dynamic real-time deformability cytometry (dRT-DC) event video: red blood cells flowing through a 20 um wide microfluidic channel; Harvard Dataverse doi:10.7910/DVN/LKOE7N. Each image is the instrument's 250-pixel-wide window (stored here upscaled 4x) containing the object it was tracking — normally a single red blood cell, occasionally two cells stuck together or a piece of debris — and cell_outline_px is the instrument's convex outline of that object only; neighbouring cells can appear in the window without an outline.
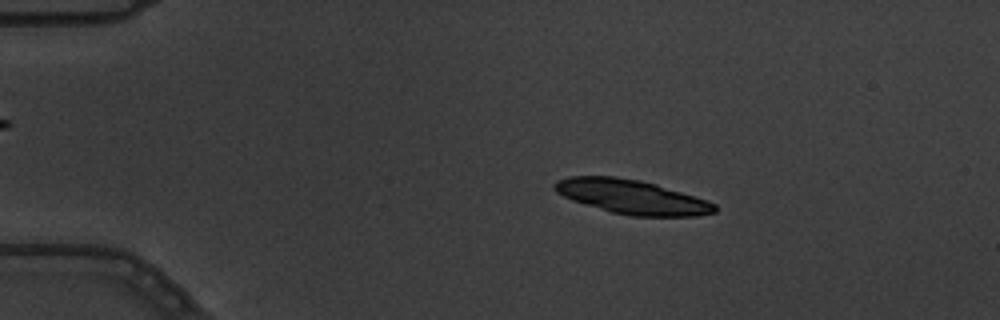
{"species": "common noctule bat (a hibernating species)", "species_latin": "Nyctalus noctula", "temperature_condition": "warm", "stored_images_in_passage": 4, "camera_frame_rate_fps": 3000, "um_per_image_px": 0.085, "animal": {"sex": "male", "body_mass_g": 19.5, "forearm_length_mm": 54.6}, "frame": {"image": 1, "passage_image": 2, "time_ms": 0.333, "image_size_px": [1000, 320], "cell_outline_px": [[716, 212], [696, 216], [632, 216], [612, 212], [572, 200], [556, 192], [552, 188], [552, 184], [556, 180], [568, 176], [616, 176], [640, 180], [656, 184], [716, 204]], "centroid_in_image_um": [53.64, 16.72], "position_along_channel_um": 31.4, "area_um2": 31.67}}